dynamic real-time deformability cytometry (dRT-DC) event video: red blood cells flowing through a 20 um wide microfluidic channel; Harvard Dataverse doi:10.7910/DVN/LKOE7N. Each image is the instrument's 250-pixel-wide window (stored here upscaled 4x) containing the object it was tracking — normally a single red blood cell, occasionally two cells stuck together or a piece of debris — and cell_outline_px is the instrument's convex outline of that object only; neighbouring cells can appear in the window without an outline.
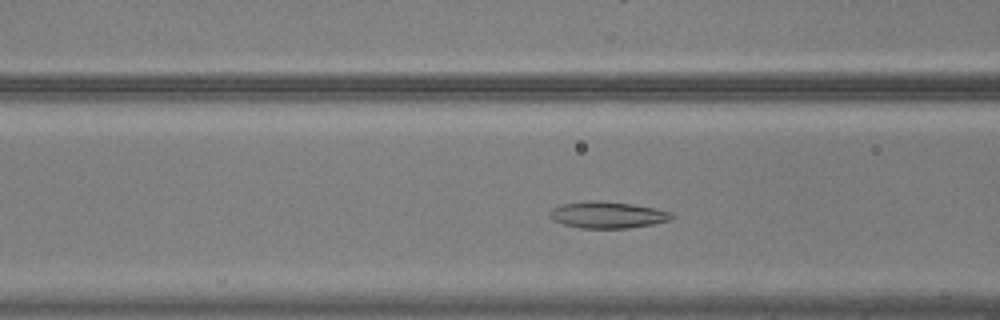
{"species": "common noctule bat (a hibernating species)", "species_latin": "Nyctalus noctula", "temperature_condition": "warm", "stored_images_in_passage": 47, "camera_frame_rate_fps": 3000, "um_per_image_px": 0.085, "animal": {"sex": "male", "body_mass_g": 20.5, "forearm_length_mm": 52.5}, "frame": {"image": 1, "passage_image": 14, "time_ms": 4.333, "image_size_px": [1000, 320], "cell_outline_px": [[676, 216], [668, 220], [656, 224], [628, 228], [580, 228], [564, 224], [556, 220], [548, 212], [552, 208], [564, 204], [632, 204], [656, 208], [672, 212]], "centroid_in_image_um": [51.77, 18.33], "position_along_channel_um": 114.8, "area_um2": 17.74}}
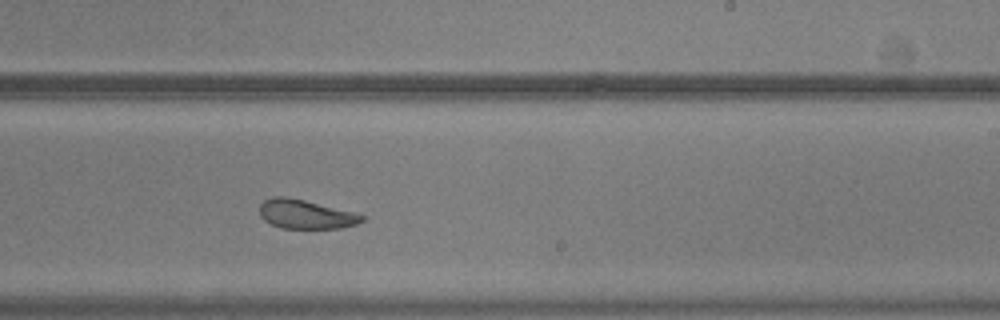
{"frame": {"image": 2, "passage_image": 26, "time_ms": 8.333, "image_size_px": [1000, 320], "cell_outline_px": [[364, 220], [356, 224], [340, 228], [280, 228], [264, 220], [260, 216], [260, 204], [264, 200], [272, 196], [284, 196], [304, 200], [352, 212], [364, 216]], "centroid_in_image_um": [25.94, 18.21], "position_along_channel_um": 263.1, "area_um2": 17.11}}
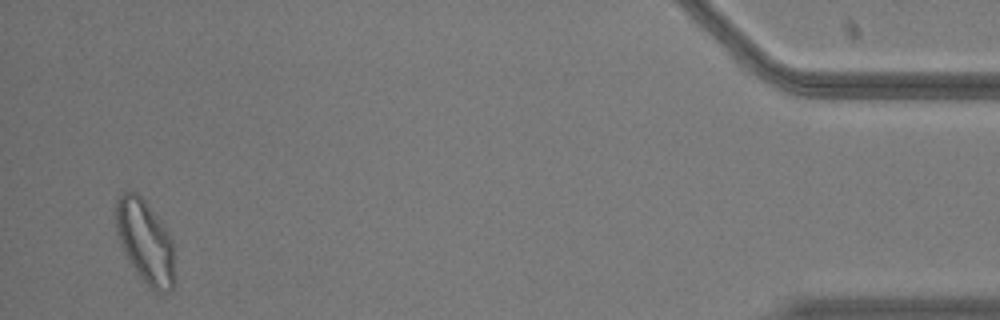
{"frame": {"image": 3, "passage_image": 45, "time_ms": 14.667, "image_size_px": [1000, 320], "cell_outline_px": [[176, 280], [172, 288], [168, 292], [152, 292], [148, 288], [136, 272], [128, 260], [124, 252], [116, 232], [116, 200], [128, 188], [136, 192], [148, 204], [160, 220], [168, 232], [172, 240]], "centroid_in_image_um": [12.36, 20.58], "position_along_channel_um": 422.8, "area_um2": 29.02}, "authors_computed_cell_mechanics": {"area_um2": 19.9988, "velocity_mm_per_s": 3.6989, "shape_relaxation_time_tau1_ms": 4.0363, "shape_relaxation_time_tau2_ms": 2.0689, "deformation_change_tau1": 0.1212, "deformation_change_tau2": 0.0938}}